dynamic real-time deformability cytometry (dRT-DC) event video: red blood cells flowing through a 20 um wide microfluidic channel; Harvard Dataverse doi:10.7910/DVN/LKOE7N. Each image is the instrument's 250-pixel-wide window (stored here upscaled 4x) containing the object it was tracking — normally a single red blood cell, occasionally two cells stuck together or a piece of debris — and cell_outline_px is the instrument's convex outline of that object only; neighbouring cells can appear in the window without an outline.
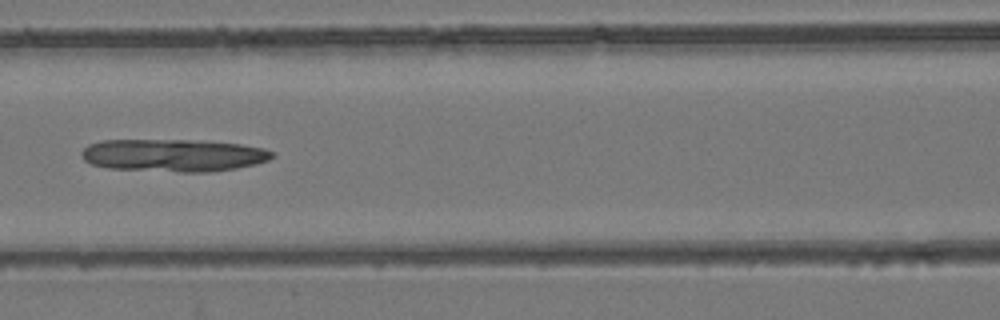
{"species": "common noctule bat (a hibernating species)", "species_latin": "Nyctalus noctula", "temperature_condition": "room temperature", "stored_images_in_passage": 3, "camera_frame_rate_fps": 3000, "um_per_image_px": 0.085, "animal": {"sex": "female", "body_mass_g": 24.6, "forearm_length_mm": 56.2}, "frame": {"image": 1, "passage_image": 3, "time_ms": 0.667, "image_size_px": [1000, 320], "cell_outline_px": [[276, 156], [268, 160], [256, 164], [236, 168], [212, 172], [180, 172], [108, 168], [92, 164], [84, 160], [80, 156], [80, 152], [88, 144], [100, 140], [200, 140], [240, 144], [264, 148], [272, 152]], "centroid_in_image_um": [14.73, 13.2], "position_along_channel_um": 151.9, "area_um2": 36.47}}